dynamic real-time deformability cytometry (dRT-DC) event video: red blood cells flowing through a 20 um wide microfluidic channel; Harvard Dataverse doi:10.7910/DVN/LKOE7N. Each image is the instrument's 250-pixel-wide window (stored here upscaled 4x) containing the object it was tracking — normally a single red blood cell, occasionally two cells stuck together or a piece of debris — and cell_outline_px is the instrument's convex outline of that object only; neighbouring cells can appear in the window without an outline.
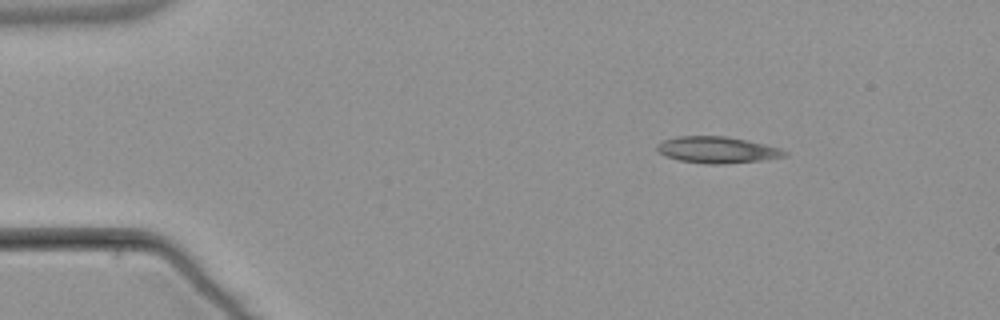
{"species": "common noctule bat (a hibernating species)", "species_latin": "Nyctalus noctula", "temperature_condition": "warm", "stored_images_in_passage": 4, "camera_frame_rate_fps": 3000, "um_per_image_px": 0.085, "animal": {"sex": "male", "body_mass_g": 21.5, "forearm_length_mm": 52.0}, "frame": {"image": 1, "passage_image": 1, "time_ms": 0.0, "image_size_px": [1000, 320], "cell_outline_px": [[788, 156], [760, 160], [724, 164], [708, 164], [680, 160], [664, 156], [656, 148], [656, 144], [664, 140], [676, 136], [724, 136], [748, 140], [780, 148], [788, 152]], "centroid_in_image_um": [60.96, 12.73], "position_along_channel_um": 24.0, "area_um2": 19.65}}
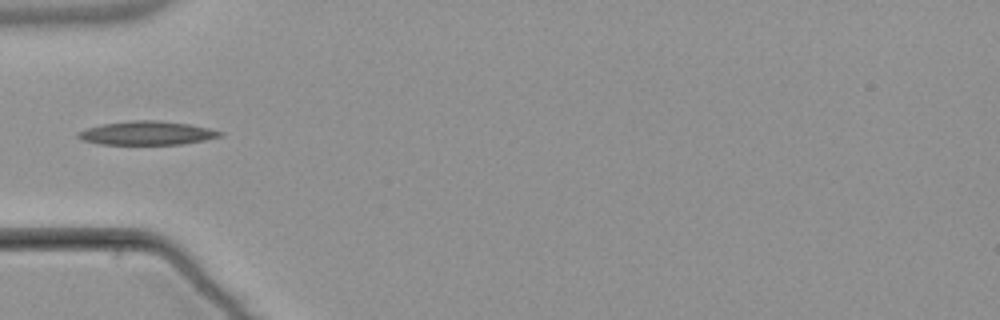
{"frame": {"image": 2, "passage_image": 4, "time_ms": 3.333, "image_size_px": [1000, 320], "cell_outline_px": [[224, 136], [204, 140], [180, 144], [100, 144], [80, 140], [76, 136], [76, 132], [100, 124], [132, 120], [156, 120], [188, 124], [208, 128], [224, 132]], "centroid_in_image_um": [12.46, 11.31], "position_along_channel_um": 72.5, "area_um2": 19.65}}